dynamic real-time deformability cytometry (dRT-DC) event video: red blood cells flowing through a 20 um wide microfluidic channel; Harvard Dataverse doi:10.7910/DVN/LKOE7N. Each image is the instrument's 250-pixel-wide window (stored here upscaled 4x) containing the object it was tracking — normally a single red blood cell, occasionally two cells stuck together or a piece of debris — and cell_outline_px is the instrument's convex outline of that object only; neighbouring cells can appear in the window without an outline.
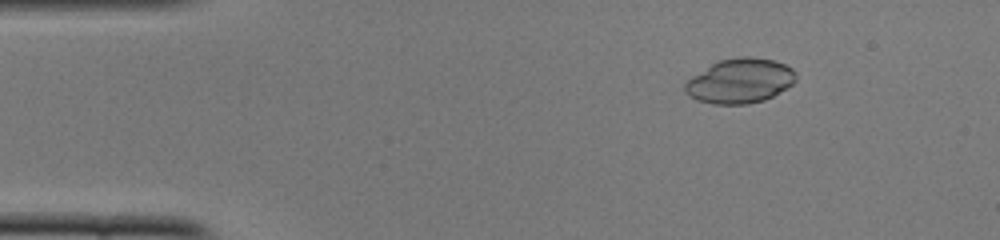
{"species": "common noctule bat (a hibernating species)", "species_latin": "Nyctalus noctula", "temperature_condition": "cold", "stored_images_in_passage": 50, "camera_frame_rate_fps": 3000, "um_per_image_px": 0.085, "animal": {"sex": "female", "body_mass_g": 22.0, "forearm_length_mm": 56.7}, "frame": {"image": 1, "passage_image": 6, "time_ms": 1.667, "image_size_px": [1000, 240], "cell_outline_px": [[796, 80], [792, 84], [772, 96], [764, 100], [748, 104], [716, 104], [696, 100], [688, 96], [684, 92], [684, 84], [692, 76], [716, 60], [740, 56], [752, 56], [772, 60], [784, 64], [792, 68], [796, 72]], "centroid_in_image_um": [62.87, 6.86], "position_along_channel_um": 22.1, "area_um2": 29.07}}
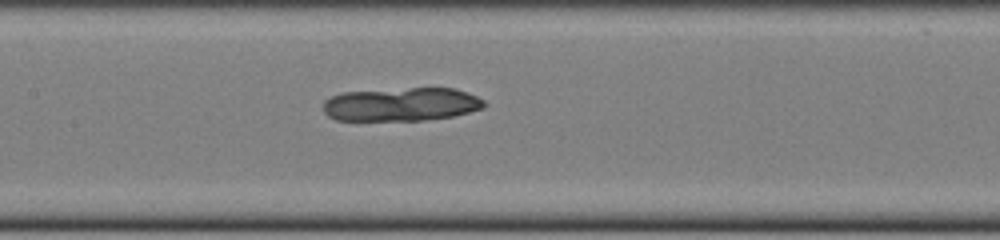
{"frame": {"image": 2, "passage_image": 23, "time_ms": 7.333, "image_size_px": [1000, 240], "cell_outline_px": [[484, 108], [452, 116], [424, 120], [336, 120], [328, 116], [324, 112], [324, 100], [332, 96], [344, 92], [412, 88], [456, 88], [476, 96], [484, 100]], "centroid_in_image_um": [34.11, 8.87], "position_along_channel_um": 173.3, "area_um2": 31.21}}
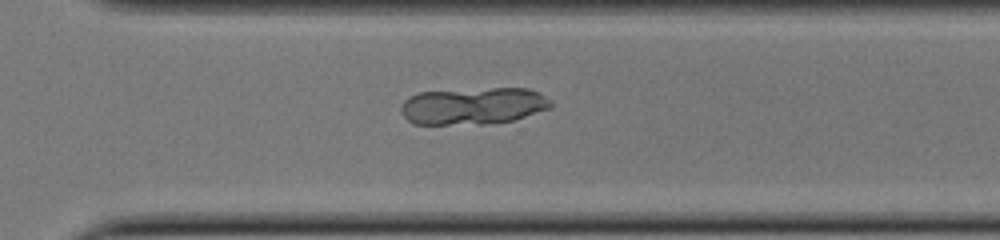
{"frame": {"image": 3, "passage_image": 35, "time_ms": 11.333, "image_size_px": [1000, 240], "cell_outline_px": [[552, 108], [512, 120], [484, 124], [412, 124], [404, 116], [400, 108], [404, 100], [408, 96], [420, 92], [492, 88], [528, 88], [540, 92], [552, 100]], "centroid_in_image_um": [40.25, 9.0], "position_along_channel_um": 330.4, "area_um2": 32.48}}